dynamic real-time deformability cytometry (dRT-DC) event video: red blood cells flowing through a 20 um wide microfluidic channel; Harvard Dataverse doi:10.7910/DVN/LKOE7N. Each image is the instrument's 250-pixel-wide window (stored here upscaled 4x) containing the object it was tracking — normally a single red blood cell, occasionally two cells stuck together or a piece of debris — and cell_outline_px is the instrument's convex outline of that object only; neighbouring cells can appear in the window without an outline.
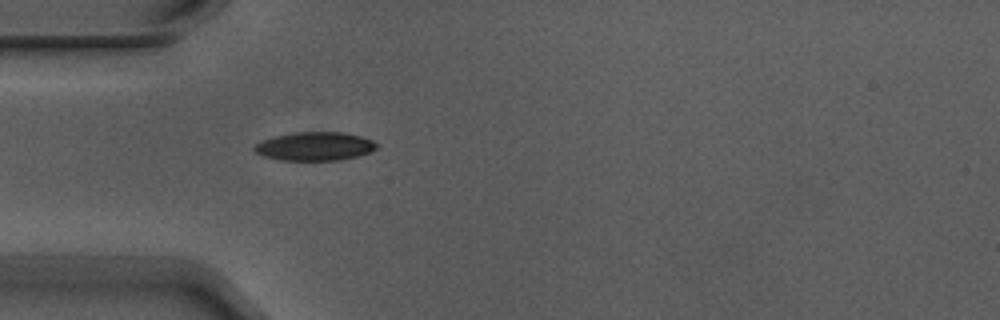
{"species": "Egyptian fruit bat (a non-hibernating species)", "species_latin": "Rousettus aegyptiacus", "temperature_condition": "warm", "stored_images_in_passage": 5, "camera_frame_rate_fps": 3000, "um_per_image_px": 0.085, "animal": {"sex": "male"}, "frame": {"image": 1, "passage_image": 5, "time_ms": 1.333, "image_size_px": [1000, 320], "cell_outline_px": [[376, 148], [368, 152], [356, 156], [340, 160], [280, 160], [264, 156], [256, 152], [252, 148], [256, 144], [264, 140], [276, 136], [296, 132], [344, 132], [360, 136], [372, 140], [376, 144]], "centroid_in_image_um": [26.74, 12.43], "position_along_channel_um": 58.3, "area_um2": 20.06}}